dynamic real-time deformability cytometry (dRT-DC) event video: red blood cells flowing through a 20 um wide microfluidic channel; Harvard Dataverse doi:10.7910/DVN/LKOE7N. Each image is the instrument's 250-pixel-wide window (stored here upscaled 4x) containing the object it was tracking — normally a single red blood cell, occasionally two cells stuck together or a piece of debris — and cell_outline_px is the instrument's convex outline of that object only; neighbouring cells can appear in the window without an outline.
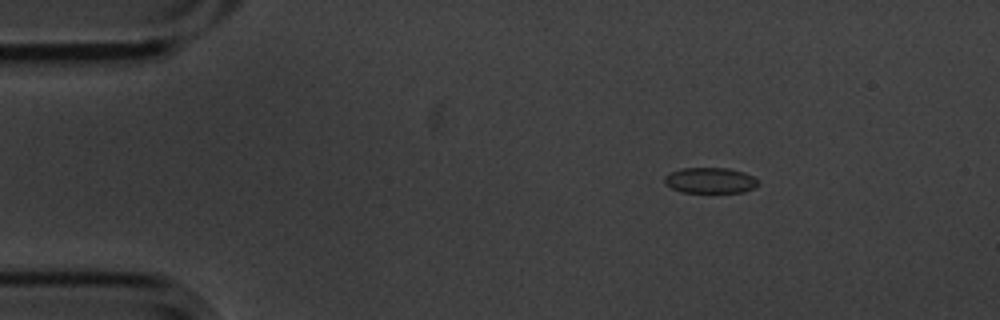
{"species": "common noctule bat (a hibernating species)", "species_latin": "Nyctalus noctula", "temperature_condition": "cold", "stored_images_in_passage": 5, "camera_frame_rate_fps": 3000, "um_per_image_px": 0.085, "animal": {"sex": "male", "body_mass_g": 20.1, "forearm_length_mm": 53.5}, "frame": {"image": 1, "passage_image": 3, "time_ms": 0.667, "image_size_px": [1000, 320], "cell_outline_px": [[760, 184], [756, 188], [744, 192], [680, 192], [664, 184], [664, 176], [680, 168], [728, 168], [744, 172], [760, 180]], "centroid_in_image_um": [60.4, 15.34], "position_along_channel_um": 24.6, "area_um2": 14.22}}